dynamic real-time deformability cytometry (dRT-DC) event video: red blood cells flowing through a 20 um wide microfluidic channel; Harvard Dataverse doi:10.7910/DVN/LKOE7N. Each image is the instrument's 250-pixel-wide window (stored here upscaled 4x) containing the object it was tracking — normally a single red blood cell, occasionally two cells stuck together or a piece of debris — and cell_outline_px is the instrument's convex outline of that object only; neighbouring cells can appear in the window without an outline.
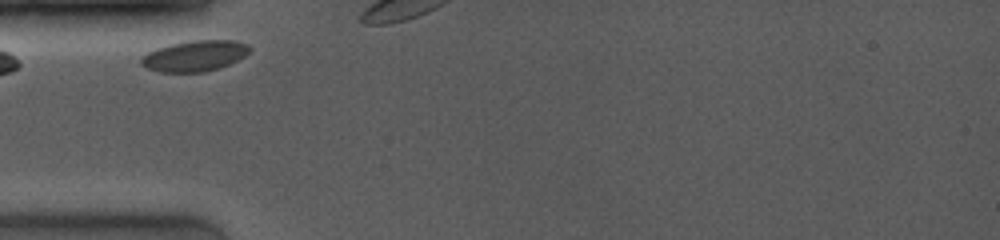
{"species": "common noctule bat (a hibernating species)", "species_latin": "Nyctalus noctula", "temperature_condition": "room temperature", "stored_images_in_passage": 3, "camera_frame_rate_fps": 4000, "um_per_image_px": 0.085, "animal": {"sex": "female", "body_mass_g": 19.0, "forearm_length_mm": 53.3}, "frame": {"image": 1, "passage_image": 1, "time_ms": 0.0, "image_size_px": [1000, 240], "cell_outline_px": [[252, 48], [244, 56], [220, 68], [204, 72], [160, 72], [148, 68], [140, 64], [140, 60], [148, 52], [156, 48], [172, 44], [192, 40], [232, 40], [248, 44]], "centroid_in_image_um": [16.56, 4.75], "position_along_channel_um": 68.4, "area_um2": 19.36}}